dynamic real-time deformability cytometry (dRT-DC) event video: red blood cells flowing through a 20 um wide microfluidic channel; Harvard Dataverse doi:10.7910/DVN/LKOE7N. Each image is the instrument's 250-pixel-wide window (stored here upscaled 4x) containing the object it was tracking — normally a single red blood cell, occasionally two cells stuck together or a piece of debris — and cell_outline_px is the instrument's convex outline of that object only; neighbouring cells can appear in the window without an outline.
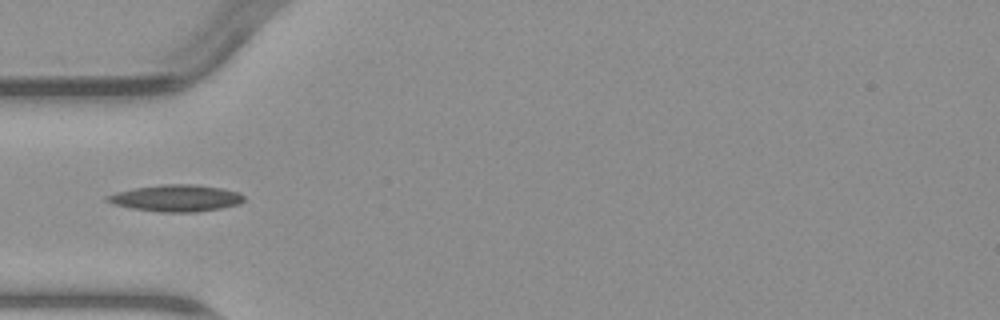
{"species": "common noctule bat (a hibernating species)", "species_latin": "Nyctalus noctula", "temperature_condition": "warm", "stored_images_in_passage": 1, "camera_frame_rate_fps": 3000, "um_per_image_px": 0.085, "animal": {"sex": "male", "body_mass_g": 23.1, "forearm_length_mm": 52.7}, "frame": {"image": 1, "passage_image": 1, "time_ms": 0.0, "image_size_px": [1000, 320], "cell_outline_px": [[244, 200], [240, 204], [220, 208], [196, 212], [160, 212], [132, 208], [112, 204], [104, 200], [104, 196], [116, 192], [132, 188], [164, 184], [192, 184], [220, 188], [240, 192], [244, 196]], "centroid_in_image_um": [14.94, 16.84], "position_along_channel_um": 70.1, "area_um2": 21.39}}